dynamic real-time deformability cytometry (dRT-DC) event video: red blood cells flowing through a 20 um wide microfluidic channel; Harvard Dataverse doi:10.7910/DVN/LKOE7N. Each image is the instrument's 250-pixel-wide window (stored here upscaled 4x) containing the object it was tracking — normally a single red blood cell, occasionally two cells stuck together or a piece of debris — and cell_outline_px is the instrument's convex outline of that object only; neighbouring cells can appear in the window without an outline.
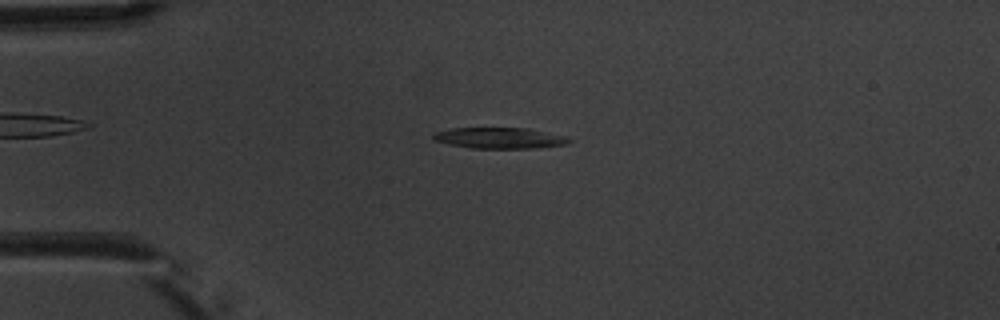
{"species": "common noctule bat (a hibernating species)", "species_latin": "Nyctalus noctula", "temperature_condition": "warm", "stored_images_in_passage": 6, "camera_frame_rate_fps": 3000, "um_per_image_px": 0.085, "animal": {"sex": "male", "body_mass_g": 20.1, "forearm_length_mm": 53.5}, "frame": {"image": 1, "passage_image": 4, "time_ms": 3.333, "image_size_px": [1000, 320], "cell_outline_px": [[572, 140], [568, 144], [536, 148], [472, 148], [448, 144], [432, 140], [432, 136], [436, 132], [448, 128], [528, 128], [568, 136]], "centroid_in_image_um": [42.49, 11.73], "position_along_channel_um": 42.5, "area_um2": 16.76}}
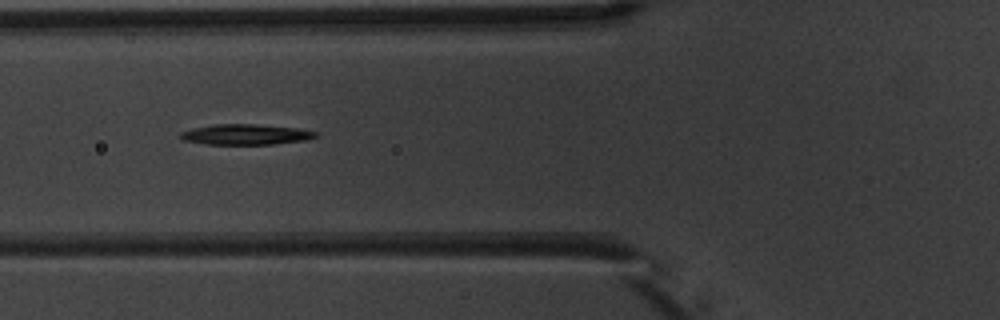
{"frame": {"image": 2, "passage_image": 6, "time_ms": 5.667, "image_size_px": [1000, 320], "cell_outline_px": [[320, 136], [308, 140], [272, 144], [204, 144], [184, 140], [180, 136], [180, 132], [192, 128], [212, 124], [252, 124], [296, 128], [316, 132]], "centroid_in_image_um": [20.89, 11.43], "position_along_channel_um": 104.9, "area_um2": 16.13}}